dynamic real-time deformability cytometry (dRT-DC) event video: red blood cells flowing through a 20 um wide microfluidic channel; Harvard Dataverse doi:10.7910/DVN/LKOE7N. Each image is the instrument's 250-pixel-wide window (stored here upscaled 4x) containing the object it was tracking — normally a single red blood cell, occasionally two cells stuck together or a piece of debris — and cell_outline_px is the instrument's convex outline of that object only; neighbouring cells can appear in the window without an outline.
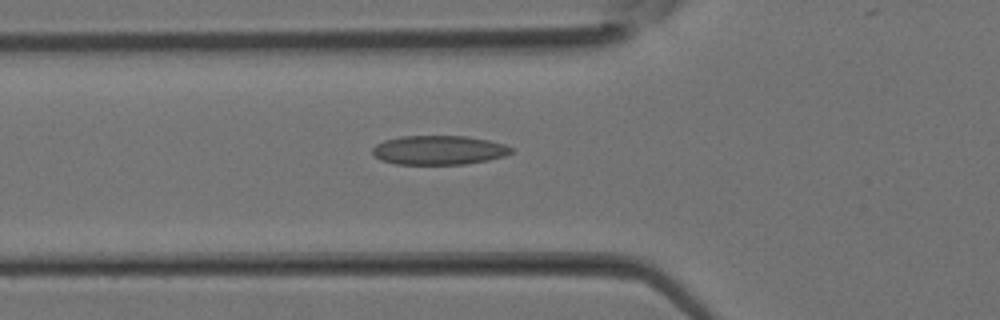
{"species": "Egyptian fruit bat (a non-hibernating species)", "species_latin": "Rousettus aegyptiacus", "temperature_condition": "room temperature", "stored_images_in_passage": 28, "camera_frame_rate_fps": 3000, "um_per_image_px": 0.085, "animal": {"sex": "female"}, "frame": {"image": 1, "passage_image": 6, "time_ms": 1.667, "image_size_px": [1000, 320], "cell_outline_px": [[512, 152], [504, 156], [488, 160], [464, 164], [396, 164], [380, 160], [372, 152], [372, 148], [376, 144], [384, 140], [400, 136], [464, 136], [488, 140], [504, 144], [512, 148]], "centroid_in_image_um": [37.27, 12.76], "position_along_channel_um": 88.5, "area_um2": 23.52}}
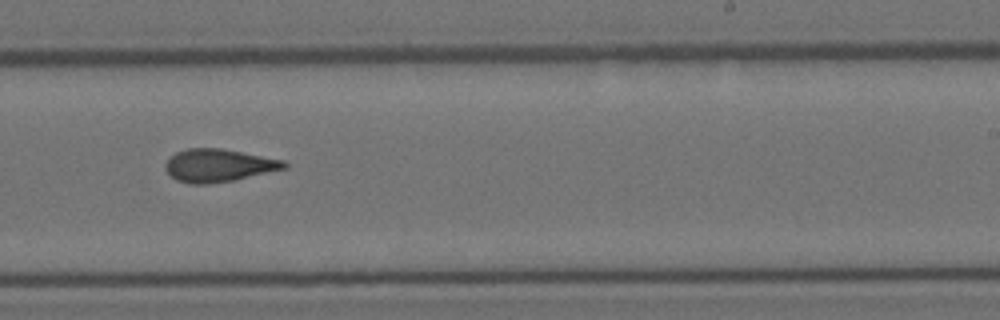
{"frame": {"image": 2, "passage_image": 15, "time_ms": 4.667, "image_size_px": [1000, 320], "cell_outline_px": [[288, 168], [236, 180], [208, 184], [188, 184], [176, 180], [164, 168], [164, 164], [176, 152], [188, 148], [220, 148], [284, 160], [288, 164]], "centroid_in_image_um": [18.59, 14.07], "position_along_channel_um": 270.4, "area_um2": 22.83}}
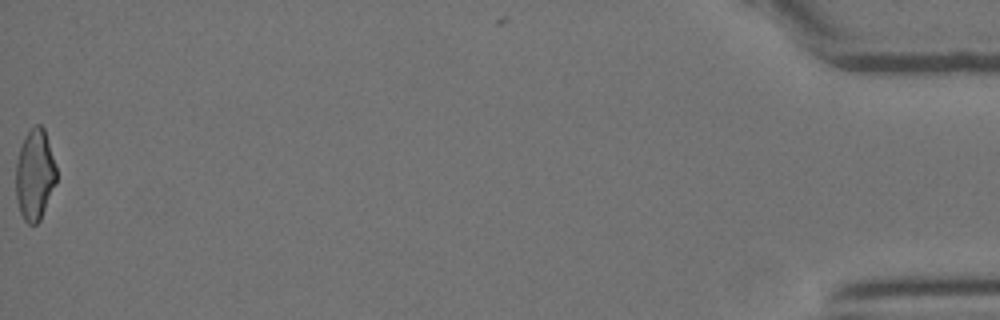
{"frame": {"image": 3, "passage_image": 28, "time_ms": 9.0, "image_size_px": [1000, 320], "cell_outline_px": [[56, 184], [40, 220], [36, 224], [28, 224], [24, 220], [20, 212], [16, 196], [16, 164], [20, 148], [24, 136], [36, 124], [40, 124], [44, 128], [56, 168]], "centroid_in_image_um": [2.95, 14.87], "position_along_channel_um": 432.2, "area_um2": 21.33}}